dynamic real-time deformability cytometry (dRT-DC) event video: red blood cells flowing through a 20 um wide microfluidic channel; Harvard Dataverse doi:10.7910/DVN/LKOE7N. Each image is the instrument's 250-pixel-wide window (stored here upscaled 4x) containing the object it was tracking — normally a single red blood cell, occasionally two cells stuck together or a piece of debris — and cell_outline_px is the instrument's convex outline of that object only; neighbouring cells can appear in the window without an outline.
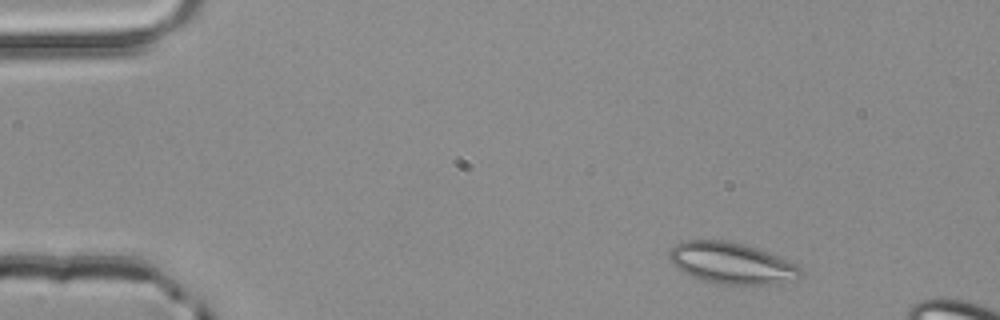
{"species": "common noctule bat (a hibernating species)", "species_latin": "Nyctalus noctula", "temperature_condition": "room temperature", "stored_images_in_passage": 3, "camera_frame_rate_fps": 3000, "um_per_image_px": 0.085, "animal": {"sex": "male", "body_mass_g": 20.4}, "frame": {"image": 1, "passage_image": 1, "time_ms": 0.0, "image_size_px": [1000, 320], "cell_outline_px": [[804, 272], [796, 280], [776, 284], [716, 284], [700, 280], [688, 276], [672, 264], [668, 256], [668, 252], [676, 244], [684, 240], [724, 240], [744, 244], [768, 252], [796, 264]], "centroid_in_image_um": [62.16, 22.38], "position_along_channel_um": 22.8, "area_um2": 31.91}}